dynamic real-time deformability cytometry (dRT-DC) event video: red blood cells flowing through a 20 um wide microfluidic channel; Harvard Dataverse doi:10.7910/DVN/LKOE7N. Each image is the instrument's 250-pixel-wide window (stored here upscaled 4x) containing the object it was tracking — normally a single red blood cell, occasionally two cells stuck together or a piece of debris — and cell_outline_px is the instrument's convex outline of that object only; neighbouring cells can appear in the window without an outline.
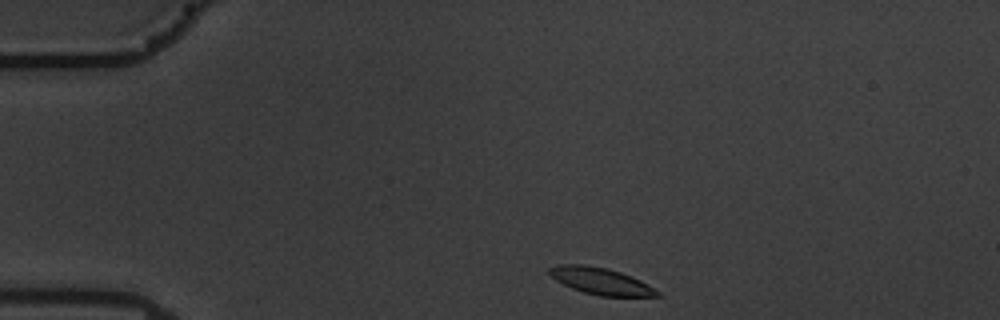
{"species": "common noctule bat (a hibernating species)", "species_latin": "Nyctalus noctula", "temperature_condition": "warm", "stored_images_in_passage": 48, "camera_frame_rate_fps": 3000, "um_per_image_px": 0.085, "animal": {"sex": "male", "body_mass_g": 19.5, "forearm_length_mm": 54.6}, "frame": {"image": 1, "passage_image": 1, "time_ms": 0.0, "image_size_px": [1000, 320], "cell_outline_px": [[660, 296], [600, 296], [584, 292], [572, 288], [556, 280], [548, 272], [548, 268], [560, 264], [584, 264], [608, 268], [632, 276], [640, 280], [660, 292]], "centroid_in_image_um": [51.06, 23.88], "position_along_channel_um": 33.9, "area_um2": 16.7}}
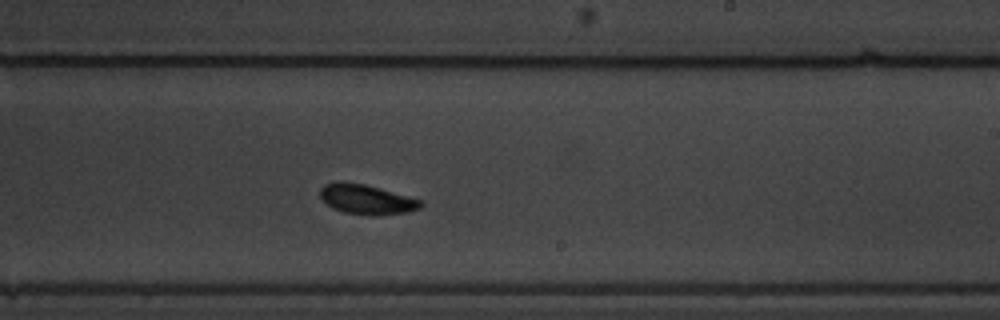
{"frame": {"image": 2, "passage_image": 25, "time_ms": 8.0, "image_size_px": [1000, 320], "cell_outline_px": [[424, 204], [420, 208], [408, 212], [376, 216], [368, 216], [344, 212], [332, 208], [320, 196], [320, 188], [324, 184], [336, 180], [340, 180], [364, 184], [424, 200]], "centroid_in_image_um": [31.17, 16.94], "position_along_channel_um": 257.8, "area_um2": 17.8}}
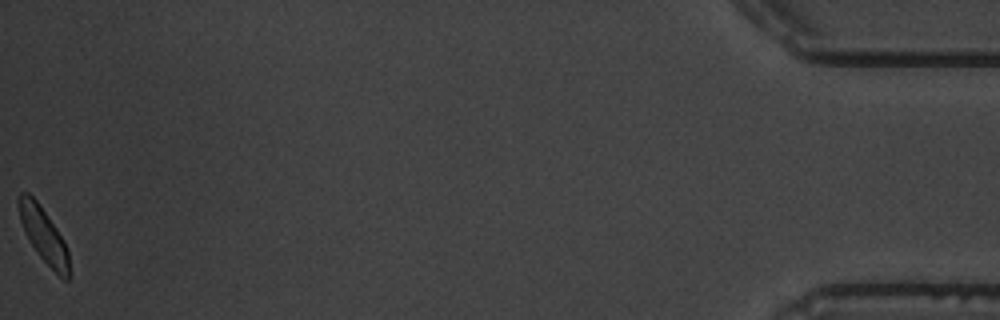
{"frame": {"image": 3, "passage_image": 48, "time_ms": 15.667, "image_size_px": [1000, 320], "cell_outline_px": [[72, 276], [68, 280], [64, 280], [40, 256], [24, 232], [20, 220], [16, 204], [16, 200], [20, 192], [28, 192], [40, 204], [64, 240], [68, 252]], "centroid_in_image_um": [3.71, 19.96], "position_along_channel_um": 431.5, "area_um2": 16.3}, "authors_computed_cell_mechanics": {"area_um2": 16.8776, "velocity_mm_per_s": 3.4629, "shape_relaxation_time_tau1_ms": 8.0972, "shape_relaxation_time_tau2_ms": 7.755, "deformation_change_tau1": 0.2771, "deformation_change_tau2": 0.1238}}